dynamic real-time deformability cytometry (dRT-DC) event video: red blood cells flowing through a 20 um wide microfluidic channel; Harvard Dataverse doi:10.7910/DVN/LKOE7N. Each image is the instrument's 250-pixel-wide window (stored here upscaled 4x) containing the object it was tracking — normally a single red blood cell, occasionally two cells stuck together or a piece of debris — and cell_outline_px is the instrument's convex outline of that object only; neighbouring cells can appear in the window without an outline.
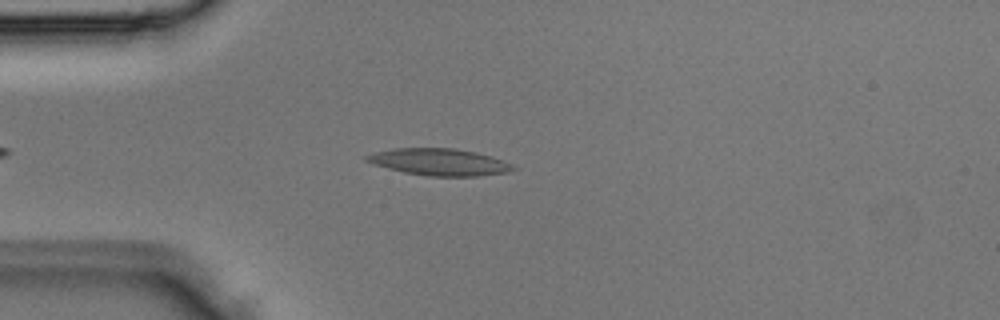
{"species": "Egyptian fruit bat (a non-hibernating species)", "species_latin": "Rousettus aegyptiacus", "temperature_condition": "room temperature", "stored_images_in_passage": 2, "camera_frame_rate_fps": 3000, "um_per_image_px": 0.085, "animal": {"sex": "male"}, "frame": {"image": 1, "passage_image": 2, "time_ms": 0.333, "image_size_px": [1000, 320], "cell_outline_px": [[520, 168], [508, 172], [476, 176], [428, 176], [404, 172], [388, 168], [364, 160], [364, 156], [376, 152], [392, 148], [456, 148], [476, 152], [512, 164]], "centroid_in_image_um": [37.35, 13.77], "position_along_channel_um": 47.6, "area_um2": 22.77}}